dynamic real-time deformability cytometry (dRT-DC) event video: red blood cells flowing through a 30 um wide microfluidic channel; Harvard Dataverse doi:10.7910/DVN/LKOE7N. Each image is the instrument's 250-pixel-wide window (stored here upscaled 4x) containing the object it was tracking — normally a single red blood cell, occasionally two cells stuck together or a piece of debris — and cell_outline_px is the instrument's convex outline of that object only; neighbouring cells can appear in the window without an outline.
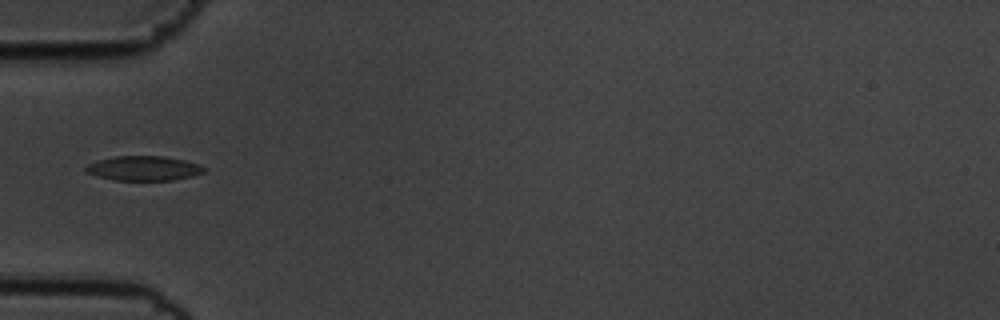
{"species": "common noctule bat (a hibernating species)", "species_latin": "Nyctalus noctula", "temperature_condition": "cold", "stored_images_in_passage": 32, "camera_frame_rate_fps": 3000, "um_per_image_px": 0.085, "animal": {"sex": "male", "body_mass_g": 19.5, "forearm_length_mm": 54.6}, "frame": {"image": 1, "passage_image": 1, "time_ms": 0.0, "image_size_px": [1000, 320], "cell_outline_px": [[208, 168], [204, 172], [192, 176], [172, 180], [112, 180], [84, 172], [84, 168], [88, 164], [96, 160], [116, 156], [164, 156], [184, 160], [200, 164]], "centroid_in_image_um": [12.21, 14.3], "position_along_channel_um": 72.8, "area_um2": 17.11}}
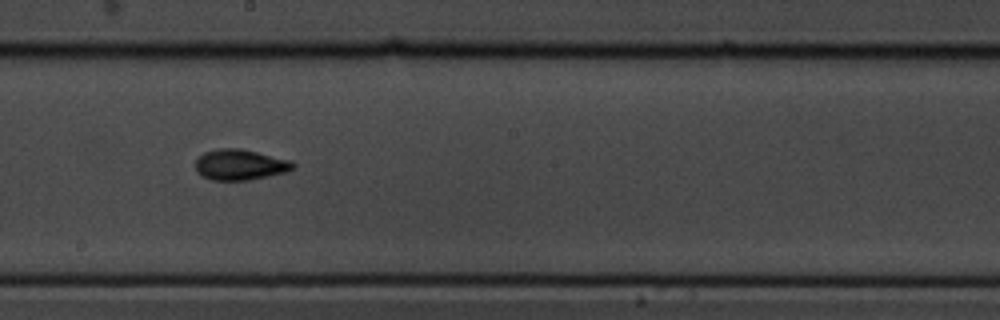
{"frame": {"image": 2, "passage_image": 14, "time_ms": 4.333, "image_size_px": [1000, 320], "cell_outline_px": [[296, 168], [284, 172], [248, 180], [212, 180], [196, 172], [196, 160], [204, 152], [216, 148], [240, 148], [292, 160], [296, 164]], "centroid_in_image_um": [20.42, 13.98], "position_along_channel_um": 227.8, "area_um2": 17.46}}
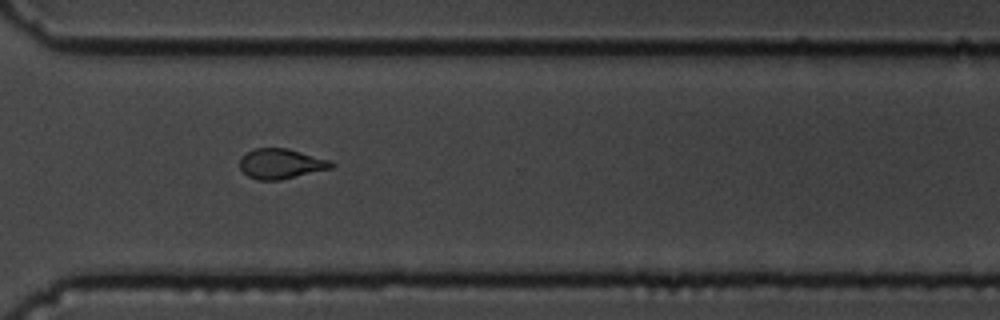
{"frame": {"image": 3, "passage_image": 24, "time_ms": 7.667, "image_size_px": [1000, 320], "cell_outline_px": [[336, 164], [332, 168], [280, 180], [256, 180], [248, 176], [240, 168], [240, 156], [256, 148], [288, 148], [332, 160]], "centroid_in_image_um": [23.91, 13.91], "position_along_channel_um": 346.7, "area_um2": 16.18}, "authors_computed_cell_mechanics": {"area_um2": 16.6175, "velocity_mm_per_s": 3.5721, "shape_relaxation_time_tau1_ms": 3.1163, "shape_relaxation_time_tau2_ms": 2.1185, "deformation_change_tau1": 0.1219, "deformation_change_tau2": 0.0708}}